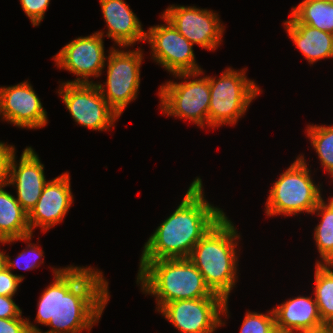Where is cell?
<instances>
[{
  "mask_svg": "<svg viewBox=\"0 0 333 333\" xmlns=\"http://www.w3.org/2000/svg\"><path fill=\"white\" fill-rule=\"evenodd\" d=\"M55 280L42 293L36 321L51 326L43 333L90 331L108 304V282L91 267L54 269Z\"/></svg>",
  "mask_w": 333,
  "mask_h": 333,
  "instance_id": "obj_1",
  "label": "cell"
},
{
  "mask_svg": "<svg viewBox=\"0 0 333 333\" xmlns=\"http://www.w3.org/2000/svg\"><path fill=\"white\" fill-rule=\"evenodd\" d=\"M202 180L190 184L177 209L151 235L140 260L188 258L194 246L225 215L204 198Z\"/></svg>",
  "mask_w": 333,
  "mask_h": 333,
  "instance_id": "obj_2",
  "label": "cell"
},
{
  "mask_svg": "<svg viewBox=\"0 0 333 333\" xmlns=\"http://www.w3.org/2000/svg\"><path fill=\"white\" fill-rule=\"evenodd\" d=\"M233 223L224 215L194 246L188 259L200 271L213 293L228 299L237 278L239 239Z\"/></svg>",
  "mask_w": 333,
  "mask_h": 333,
  "instance_id": "obj_3",
  "label": "cell"
},
{
  "mask_svg": "<svg viewBox=\"0 0 333 333\" xmlns=\"http://www.w3.org/2000/svg\"><path fill=\"white\" fill-rule=\"evenodd\" d=\"M137 282L141 283L142 291L155 295L158 311L169 302L213 294L188 258L140 260Z\"/></svg>",
  "mask_w": 333,
  "mask_h": 333,
  "instance_id": "obj_4",
  "label": "cell"
},
{
  "mask_svg": "<svg viewBox=\"0 0 333 333\" xmlns=\"http://www.w3.org/2000/svg\"><path fill=\"white\" fill-rule=\"evenodd\" d=\"M309 172L304 157L300 156L280 175L269 191L266 202L268 216H290L304 211L313 213L322 197Z\"/></svg>",
  "mask_w": 333,
  "mask_h": 333,
  "instance_id": "obj_5",
  "label": "cell"
},
{
  "mask_svg": "<svg viewBox=\"0 0 333 333\" xmlns=\"http://www.w3.org/2000/svg\"><path fill=\"white\" fill-rule=\"evenodd\" d=\"M245 71L226 69L216 80L208 76L210 87V105L208 126L236 124L247 110L252 100L260 94V89L252 80H248Z\"/></svg>",
  "mask_w": 333,
  "mask_h": 333,
  "instance_id": "obj_6",
  "label": "cell"
},
{
  "mask_svg": "<svg viewBox=\"0 0 333 333\" xmlns=\"http://www.w3.org/2000/svg\"><path fill=\"white\" fill-rule=\"evenodd\" d=\"M167 26L156 25L150 27L145 34L151 45L154 60L161 64L172 75L179 78L196 77L203 74L195 62L193 44L189 42L176 28L163 16Z\"/></svg>",
  "mask_w": 333,
  "mask_h": 333,
  "instance_id": "obj_7",
  "label": "cell"
},
{
  "mask_svg": "<svg viewBox=\"0 0 333 333\" xmlns=\"http://www.w3.org/2000/svg\"><path fill=\"white\" fill-rule=\"evenodd\" d=\"M142 50L126 51L111 48L108 56L107 81L96 84L107 103L119 114L137 97L140 84ZM107 92V93H106Z\"/></svg>",
  "mask_w": 333,
  "mask_h": 333,
  "instance_id": "obj_8",
  "label": "cell"
},
{
  "mask_svg": "<svg viewBox=\"0 0 333 333\" xmlns=\"http://www.w3.org/2000/svg\"><path fill=\"white\" fill-rule=\"evenodd\" d=\"M228 299L213 293L210 297L176 300L159 312L181 333H213L223 325L220 315L228 313Z\"/></svg>",
  "mask_w": 333,
  "mask_h": 333,
  "instance_id": "obj_9",
  "label": "cell"
},
{
  "mask_svg": "<svg viewBox=\"0 0 333 333\" xmlns=\"http://www.w3.org/2000/svg\"><path fill=\"white\" fill-rule=\"evenodd\" d=\"M60 97L78 124L92 130H108L119 114L101 95L96 83H62Z\"/></svg>",
  "mask_w": 333,
  "mask_h": 333,
  "instance_id": "obj_10",
  "label": "cell"
},
{
  "mask_svg": "<svg viewBox=\"0 0 333 333\" xmlns=\"http://www.w3.org/2000/svg\"><path fill=\"white\" fill-rule=\"evenodd\" d=\"M161 109L168 116L189 119L203 127L208 125L210 87L208 77L185 80L177 83L168 81L159 90Z\"/></svg>",
  "mask_w": 333,
  "mask_h": 333,
  "instance_id": "obj_11",
  "label": "cell"
},
{
  "mask_svg": "<svg viewBox=\"0 0 333 333\" xmlns=\"http://www.w3.org/2000/svg\"><path fill=\"white\" fill-rule=\"evenodd\" d=\"M162 16L192 44L215 50L222 41L224 27L216 13L195 6H169Z\"/></svg>",
  "mask_w": 333,
  "mask_h": 333,
  "instance_id": "obj_12",
  "label": "cell"
},
{
  "mask_svg": "<svg viewBox=\"0 0 333 333\" xmlns=\"http://www.w3.org/2000/svg\"><path fill=\"white\" fill-rule=\"evenodd\" d=\"M103 32L79 37L64 46L54 57L56 65L81 76L67 83H93L89 76L99 77L107 57L104 54Z\"/></svg>",
  "mask_w": 333,
  "mask_h": 333,
  "instance_id": "obj_13",
  "label": "cell"
},
{
  "mask_svg": "<svg viewBox=\"0 0 333 333\" xmlns=\"http://www.w3.org/2000/svg\"><path fill=\"white\" fill-rule=\"evenodd\" d=\"M0 114L21 128L35 129L47 124V112L28 81L0 88Z\"/></svg>",
  "mask_w": 333,
  "mask_h": 333,
  "instance_id": "obj_14",
  "label": "cell"
},
{
  "mask_svg": "<svg viewBox=\"0 0 333 333\" xmlns=\"http://www.w3.org/2000/svg\"><path fill=\"white\" fill-rule=\"evenodd\" d=\"M70 187V177L67 172L48 181L35 207L28 214L31 234L37 226L47 231L63 220L73 203Z\"/></svg>",
  "mask_w": 333,
  "mask_h": 333,
  "instance_id": "obj_15",
  "label": "cell"
},
{
  "mask_svg": "<svg viewBox=\"0 0 333 333\" xmlns=\"http://www.w3.org/2000/svg\"><path fill=\"white\" fill-rule=\"evenodd\" d=\"M15 159L14 154L10 162L8 185L16 186V200L23 210L29 214L38 202L43 188L48 183L44 176V165L31 147L24 149L19 164Z\"/></svg>",
  "mask_w": 333,
  "mask_h": 333,
  "instance_id": "obj_16",
  "label": "cell"
},
{
  "mask_svg": "<svg viewBox=\"0 0 333 333\" xmlns=\"http://www.w3.org/2000/svg\"><path fill=\"white\" fill-rule=\"evenodd\" d=\"M278 333H314L324 330L316 300L299 296L273 309Z\"/></svg>",
  "mask_w": 333,
  "mask_h": 333,
  "instance_id": "obj_17",
  "label": "cell"
},
{
  "mask_svg": "<svg viewBox=\"0 0 333 333\" xmlns=\"http://www.w3.org/2000/svg\"><path fill=\"white\" fill-rule=\"evenodd\" d=\"M100 5L108 26V38H112L120 47L145 41L146 32L124 0H100Z\"/></svg>",
  "mask_w": 333,
  "mask_h": 333,
  "instance_id": "obj_18",
  "label": "cell"
},
{
  "mask_svg": "<svg viewBox=\"0 0 333 333\" xmlns=\"http://www.w3.org/2000/svg\"><path fill=\"white\" fill-rule=\"evenodd\" d=\"M289 37L310 63L319 59L333 58V34L306 24L284 22Z\"/></svg>",
  "mask_w": 333,
  "mask_h": 333,
  "instance_id": "obj_19",
  "label": "cell"
},
{
  "mask_svg": "<svg viewBox=\"0 0 333 333\" xmlns=\"http://www.w3.org/2000/svg\"><path fill=\"white\" fill-rule=\"evenodd\" d=\"M4 187H0V243L31 240L28 214Z\"/></svg>",
  "mask_w": 333,
  "mask_h": 333,
  "instance_id": "obj_20",
  "label": "cell"
},
{
  "mask_svg": "<svg viewBox=\"0 0 333 333\" xmlns=\"http://www.w3.org/2000/svg\"><path fill=\"white\" fill-rule=\"evenodd\" d=\"M289 24H306L333 34V3L328 0H304L292 8Z\"/></svg>",
  "mask_w": 333,
  "mask_h": 333,
  "instance_id": "obj_21",
  "label": "cell"
},
{
  "mask_svg": "<svg viewBox=\"0 0 333 333\" xmlns=\"http://www.w3.org/2000/svg\"><path fill=\"white\" fill-rule=\"evenodd\" d=\"M315 212L322 217L314 232L318 252L322 259L317 264H333V200L325 203L322 199L314 209L313 213Z\"/></svg>",
  "mask_w": 333,
  "mask_h": 333,
  "instance_id": "obj_22",
  "label": "cell"
},
{
  "mask_svg": "<svg viewBox=\"0 0 333 333\" xmlns=\"http://www.w3.org/2000/svg\"><path fill=\"white\" fill-rule=\"evenodd\" d=\"M315 300L323 323L333 325V264H317Z\"/></svg>",
  "mask_w": 333,
  "mask_h": 333,
  "instance_id": "obj_23",
  "label": "cell"
},
{
  "mask_svg": "<svg viewBox=\"0 0 333 333\" xmlns=\"http://www.w3.org/2000/svg\"><path fill=\"white\" fill-rule=\"evenodd\" d=\"M307 127V135L319 156L322 167L333 178V125L328 127L309 125Z\"/></svg>",
  "mask_w": 333,
  "mask_h": 333,
  "instance_id": "obj_24",
  "label": "cell"
},
{
  "mask_svg": "<svg viewBox=\"0 0 333 333\" xmlns=\"http://www.w3.org/2000/svg\"><path fill=\"white\" fill-rule=\"evenodd\" d=\"M240 333H278L273 310L266 314L246 312Z\"/></svg>",
  "mask_w": 333,
  "mask_h": 333,
  "instance_id": "obj_25",
  "label": "cell"
},
{
  "mask_svg": "<svg viewBox=\"0 0 333 333\" xmlns=\"http://www.w3.org/2000/svg\"><path fill=\"white\" fill-rule=\"evenodd\" d=\"M28 248L30 249L29 250L26 249L27 251L25 250L24 252L18 255L16 262L11 261V258L8 255H6V267L10 271L12 270V268L16 266L21 267L24 270L34 269L39 266L36 265V262L38 261V259L43 257V251L40 250V248H38L36 245L32 246V244H29ZM21 260H23L22 265L25 264L23 267L21 265Z\"/></svg>",
  "mask_w": 333,
  "mask_h": 333,
  "instance_id": "obj_26",
  "label": "cell"
},
{
  "mask_svg": "<svg viewBox=\"0 0 333 333\" xmlns=\"http://www.w3.org/2000/svg\"><path fill=\"white\" fill-rule=\"evenodd\" d=\"M22 9L30 18L33 26H39L50 0H20Z\"/></svg>",
  "mask_w": 333,
  "mask_h": 333,
  "instance_id": "obj_27",
  "label": "cell"
},
{
  "mask_svg": "<svg viewBox=\"0 0 333 333\" xmlns=\"http://www.w3.org/2000/svg\"><path fill=\"white\" fill-rule=\"evenodd\" d=\"M23 279V276L14 275L7 267L4 268L0 272V295L13 297Z\"/></svg>",
  "mask_w": 333,
  "mask_h": 333,
  "instance_id": "obj_28",
  "label": "cell"
},
{
  "mask_svg": "<svg viewBox=\"0 0 333 333\" xmlns=\"http://www.w3.org/2000/svg\"><path fill=\"white\" fill-rule=\"evenodd\" d=\"M14 154L13 146L0 142V187L8 185L10 162Z\"/></svg>",
  "mask_w": 333,
  "mask_h": 333,
  "instance_id": "obj_29",
  "label": "cell"
},
{
  "mask_svg": "<svg viewBox=\"0 0 333 333\" xmlns=\"http://www.w3.org/2000/svg\"><path fill=\"white\" fill-rule=\"evenodd\" d=\"M28 329V319L21 316L18 318H0V333H25Z\"/></svg>",
  "mask_w": 333,
  "mask_h": 333,
  "instance_id": "obj_30",
  "label": "cell"
},
{
  "mask_svg": "<svg viewBox=\"0 0 333 333\" xmlns=\"http://www.w3.org/2000/svg\"><path fill=\"white\" fill-rule=\"evenodd\" d=\"M12 296L0 295V318H18L22 316V311L12 299Z\"/></svg>",
  "mask_w": 333,
  "mask_h": 333,
  "instance_id": "obj_31",
  "label": "cell"
},
{
  "mask_svg": "<svg viewBox=\"0 0 333 333\" xmlns=\"http://www.w3.org/2000/svg\"><path fill=\"white\" fill-rule=\"evenodd\" d=\"M28 327H29V329L25 333H43L42 331H40L39 328H37L36 326L31 324L29 322V319H28Z\"/></svg>",
  "mask_w": 333,
  "mask_h": 333,
  "instance_id": "obj_32",
  "label": "cell"
},
{
  "mask_svg": "<svg viewBox=\"0 0 333 333\" xmlns=\"http://www.w3.org/2000/svg\"><path fill=\"white\" fill-rule=\"evenodd\" d=\"M6 268V255L0 251V272Z\"/></svg>",
  "mask_w": 333,
  "mask_h": 333,
  "instance_id": "obj_33",
  "label": "cell"
},
{
  "mask_svg": "<svg viewBox=\"0 0 333 333\" xmlns=\"http://www.w3.org/2000/svg\"><path fill=\"white\" fill-rule=\"evenodd\" d=\"M314 333H327L325 330L319 331V332H314Z\"/></svg>",
  "mask_w": 333,
  "mask_h": 333,
  "instance_id": "obj_34",
  "label": "cell"
}]
</instances>
